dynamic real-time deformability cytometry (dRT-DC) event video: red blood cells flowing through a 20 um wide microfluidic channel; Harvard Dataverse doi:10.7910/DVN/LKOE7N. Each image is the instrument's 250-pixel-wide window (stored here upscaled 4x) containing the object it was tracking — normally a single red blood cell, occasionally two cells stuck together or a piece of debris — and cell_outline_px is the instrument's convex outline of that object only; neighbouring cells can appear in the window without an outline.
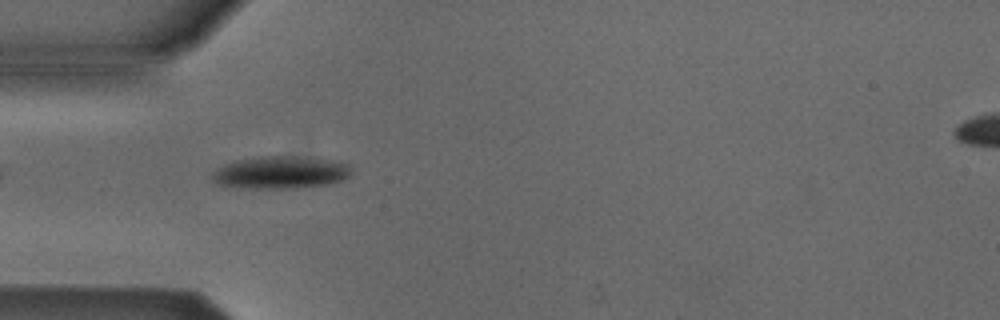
{"species": "Egyptian fruit bat (a non-hibernating species)", "species_latin": "Rousettus aegyptiacus", "temperature_condition": "cold", "stored_images_in_passage": 5, "camera_frame_rate_fps": 3000, "um_per_image_px": 0.085, "animal": {"sex": "male"}, "frame": {"image": 1, "passage_image": 4, "time_ms": 3.667, "image_size_px": [1000, 320], "cell_outline_px": [[352, 176], [344, 180], [332, 184], [296, 188], [252, 188], [216, 184], [212, 180], [212, 172], [216, 168], [224, 164], [236, 160], [268, 156], [280, 156], [340, 160], [348, 164], [352, 168]], "centroid_in_image_um": [23.92, 14.66], "position_along_channel_um": 61.1, "area_um2": 26.59}}
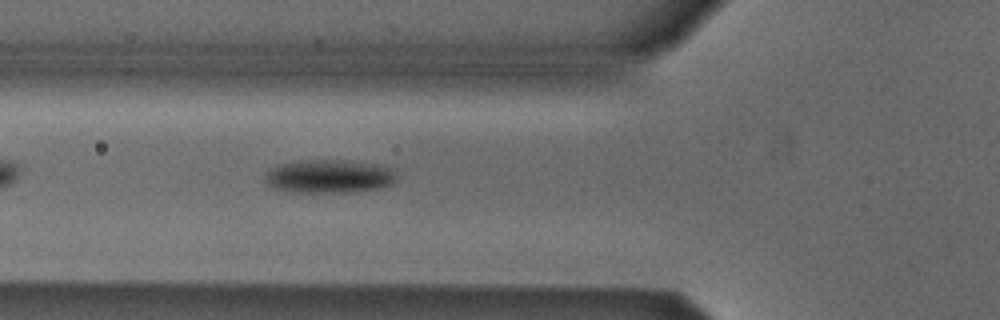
{"frame": {"image": 2, "passage_image": 5, "time_ms": 4.667, "image_size_px": [1000, 320], "cell_outline_px": [[396, 180], [392, 184], [380, 188], [348, 192], [288, 192], [272, 188], [264, 180], [264, 176], [272, 168], [280, 164], [300, 160], [348, 160], [376, 164], [392, 168], [396, 176]], "centroid_in_image_um": [27.97, 14.99], "position_along_channel_um": 97.8, "area_um2": 25.78}}